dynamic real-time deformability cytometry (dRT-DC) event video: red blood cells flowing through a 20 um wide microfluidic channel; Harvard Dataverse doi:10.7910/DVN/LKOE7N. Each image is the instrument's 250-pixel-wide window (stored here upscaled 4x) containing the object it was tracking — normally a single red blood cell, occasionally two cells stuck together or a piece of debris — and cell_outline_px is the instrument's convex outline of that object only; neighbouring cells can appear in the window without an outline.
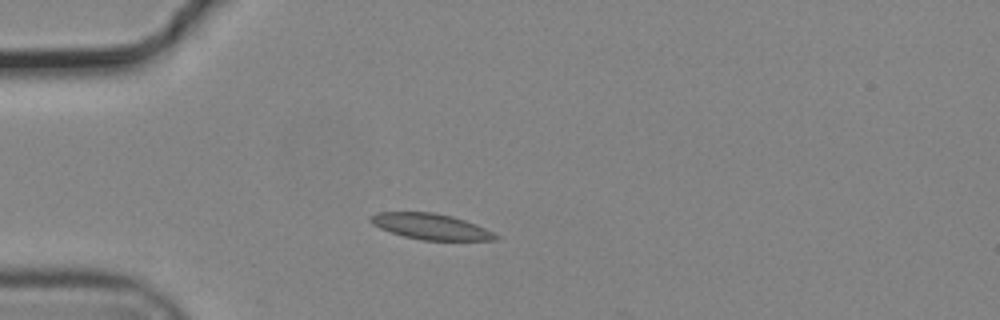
{"species": "common noctule bat (a hibernating species)", "species_latin": "Nyctalus noctula", "temperature_condition": "cold", "stored_images_in_passage": 12, "camera_frame_rate_fps": 3000, "um_per_image_px": 0.085, "animal": {"sex": "male", "body_mass_g": 19.2, "forearm_length_mm": 51.8}, "frame": {"image": 1, "passage_image": 10, "time_ms": 3.0, "image_size_px": [1000, 320], "cell_outline_px": [[500, 236], [496, 240], [420, 240], [404, 236], [380, 228], [372, 224], [368, 220], [368, 216], [376, 212], [432, 212], [452, 216], [476, 224]], "centroid_in_image_um": [36.57, 19.25], "position_along_channel_um": 48.4, "area_um2": 18.79}}